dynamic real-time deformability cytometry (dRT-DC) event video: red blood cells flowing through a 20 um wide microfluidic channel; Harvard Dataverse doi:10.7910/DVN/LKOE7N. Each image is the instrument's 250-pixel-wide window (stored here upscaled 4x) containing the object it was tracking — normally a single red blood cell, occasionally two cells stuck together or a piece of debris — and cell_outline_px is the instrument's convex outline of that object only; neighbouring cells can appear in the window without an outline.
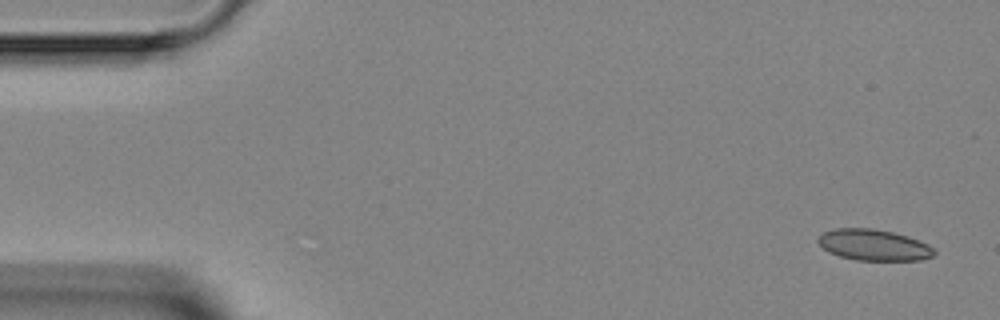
{"species": "Egyptian fruit bat (a non-hibernating species)", "species_latin": "Rousettus aegyptiacus", "temperature_condition": "room temperature", "stored_images_in_passage": 4, "camera_frame_rate_fps": 3000, "um_per_image_px": 0.085, "animal": {"sex": "female"}, "frame": {"image": 1, "passage_image": 1, "time_ms": 0.0, "image_size_px": [1000, 320], "cell_outline_px": [[936, 252], [932, 256], [920, 260], [856, 260], [840, 256], [828, 252], [816, 240], [824, 232], [836, 228], [872, 228], [892, 232], [908, 236], [928, 244]], "centroid_in_image_um": [74.26, 20.82], "position_along_channel_um": 10.7, "area_um2": 20.92}}
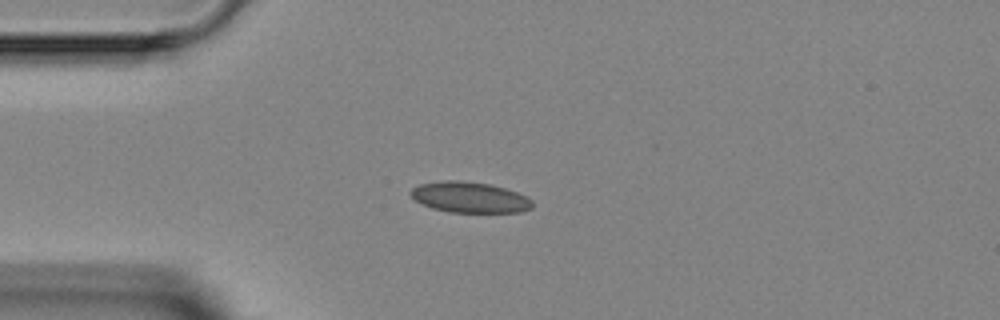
{"frame": {"image": 2, "passage_image": 3, "time_ms": 3.333, "image_size_px": [1000, 320], "cell_outline_px": [[532, 208], [520, 212], [448, 212], [432, 208], [416, 200], [408, 192], [412, 188], [420, 184], [444, 180], [460, 180], [488, 184], [504, 188], [528, 196], [532, 200]], "centroid_in_image_um": [39.93, 16.77], "position_along_channel_um": 45.1, "area_um2": 21.73}}